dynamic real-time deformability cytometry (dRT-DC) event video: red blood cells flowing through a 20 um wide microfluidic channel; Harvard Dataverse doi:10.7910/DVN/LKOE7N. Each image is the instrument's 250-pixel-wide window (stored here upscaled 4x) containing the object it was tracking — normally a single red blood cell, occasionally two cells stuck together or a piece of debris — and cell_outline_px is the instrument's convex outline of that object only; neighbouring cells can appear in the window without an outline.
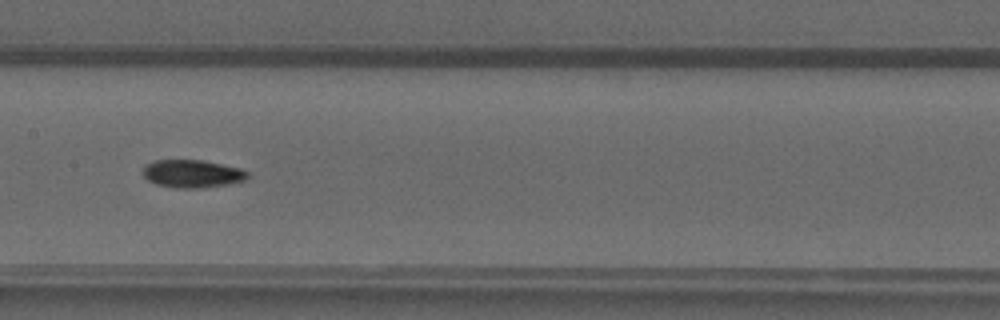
{"species": "common noctule bat (a hibernating species)", "species_latin": "Nyctalus noctula", "temperature_condition": "warm", "stored_images_in_passage": 43, "camera_frame_rate_fps": 3000, "um_per_image_px": 0.085, "animal": {"sex": "male", "forearm_length_mm": 52.5}, "frame": {"image": 1, "passage_image": 19, "time_ms": 6.0, "image_size_px": [1000, 320], "cell_outline_px": [[248, 176], [244, 180], [228, 184], [200, 188], [172, 188], [156, 184], [148, 180], [144, 176], [144, 164], [156, 160], [200, 160], [240, 168], [248, 172]], "centroid_in_image_um": [16.31, 14.77], "position_along_channel_um": 191.1, "area_um2": 16.88}}
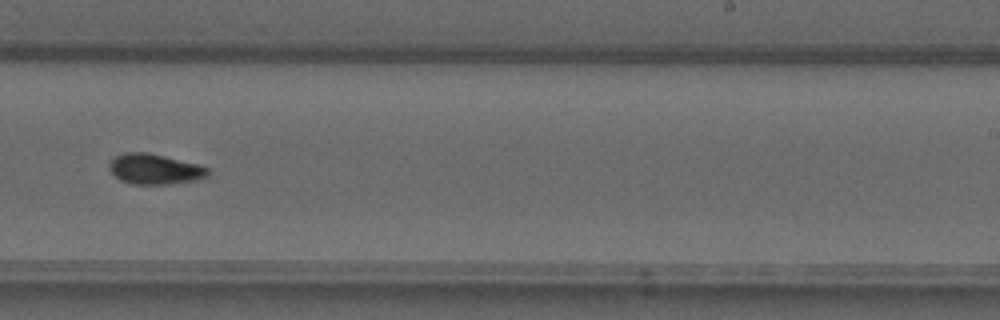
{"frame": {"image": 2, "passage_image": 25, "time_ms": 8.0, "image_size_px": [1000, 320], "cell_outline_px": [[208, 176], [200, 180], [168, 184], [132, 184], [120, 180], [112, 172], [108, 164], [116, 156], [124, 152], [148, 152], [200, 164], [208, 168]], "centroid_in_image_um": [13.19, 14.37], "position_along_channel_um": 275.8, "area_um2": 17.57}}
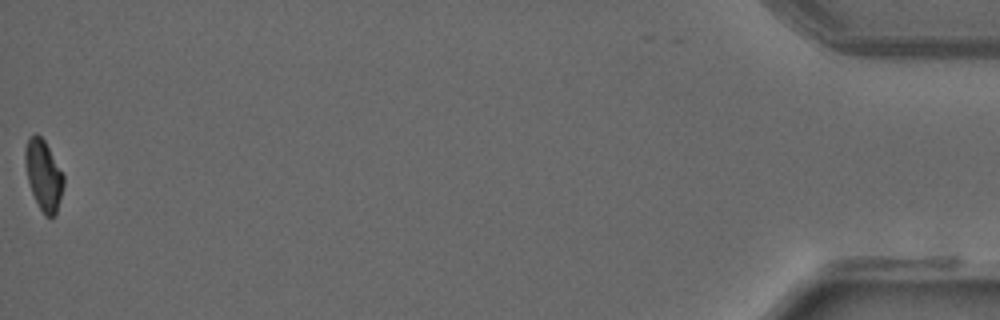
{"frame": {"image": 3, "passage_image": 43, "time_ms": 14.0, "image_size_px": [1000, 320], "cell_outline_px": [[64, 184], [56, 212], [52, 216], [44, 216], [32, 192], [28, 180], [24, 160], [24, 148], [28, 140], [36, 132], [44, 140], [64, 176]], "centroid_in_image_um": [3.69, 14.86], "position_along_channel_um": 431.5, "area_um2": 15.37}}